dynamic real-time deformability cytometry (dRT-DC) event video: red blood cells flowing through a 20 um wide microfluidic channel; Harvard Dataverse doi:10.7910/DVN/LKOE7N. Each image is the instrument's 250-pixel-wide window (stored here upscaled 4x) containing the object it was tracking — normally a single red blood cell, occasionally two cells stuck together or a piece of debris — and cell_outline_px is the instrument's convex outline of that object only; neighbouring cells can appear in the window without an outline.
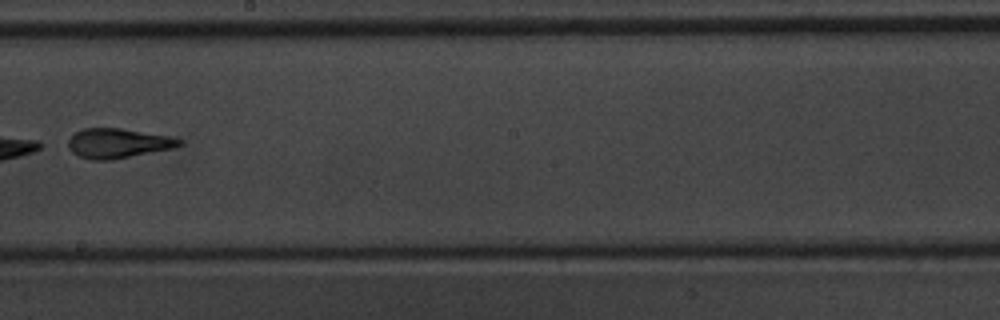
{"species": "common noctule bat (a hibernating species)", "species_latin": "Nyctalus noctula", "temperature_condition": "warm", "stored_images_in_passage": 8, "camera_frame_rate_fps": 3000, "um_per_image_px": 0.085, "animal": {"sex": "male", "body_mass_g": 20.1, "forearm_length_mm": 53.5}, "frame": {"image": 1, "passage_image": 8, "time_ms": 8.0, "image_size_px": [1000, 320], "cell_outline_px": [[180, 144], [172, 148], [112, 160], [92, 160], [80, 156], [72, 152], [68, 148], [68, 140], [76, 132], [84, 128], [120, 128], [172, 136], [180, 140]], "centroid_in_image_um": [9.99, 12.17], "position_along_channel_um": 238.2, "area_um2": 19.02}}